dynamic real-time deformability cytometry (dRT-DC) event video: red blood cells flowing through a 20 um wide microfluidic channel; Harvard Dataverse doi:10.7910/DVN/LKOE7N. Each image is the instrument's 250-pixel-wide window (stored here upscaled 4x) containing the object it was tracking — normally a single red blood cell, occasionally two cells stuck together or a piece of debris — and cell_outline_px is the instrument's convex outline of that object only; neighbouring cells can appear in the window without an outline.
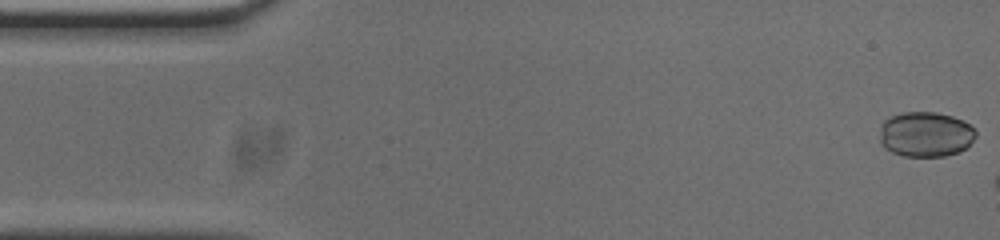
{"species": "common noctule bat (a hibernating species)", "species_latin": "Nyctalus noctula", "temperature_condition": "cold", "stored_images_in_passage": 13, "camera_frame_rate_fps": 3000, "um_per_image_px": 0.085, "animal": {"sex": "male", "body_mass_g": 20.0, "forearm_length_mm": 53.3}, "frame": {"image": 1, "passage_image": 1, "time_ms": 0.0, "image_size_px": [1000, 240], "cell_outline_px": [[976, 136], [964, 148], [956, 152], [944, 156], [904, 156], [892, 152], [884, 148], [880, 144], [880, 128], [884, 120], [900, 112], [936, 112], [952, 116], [964, 120], [976, 132]], "centroid_in_image_um": [78.63, 11.4], "position_along_channel_um": 6.4, "area_um2": 25.2}}